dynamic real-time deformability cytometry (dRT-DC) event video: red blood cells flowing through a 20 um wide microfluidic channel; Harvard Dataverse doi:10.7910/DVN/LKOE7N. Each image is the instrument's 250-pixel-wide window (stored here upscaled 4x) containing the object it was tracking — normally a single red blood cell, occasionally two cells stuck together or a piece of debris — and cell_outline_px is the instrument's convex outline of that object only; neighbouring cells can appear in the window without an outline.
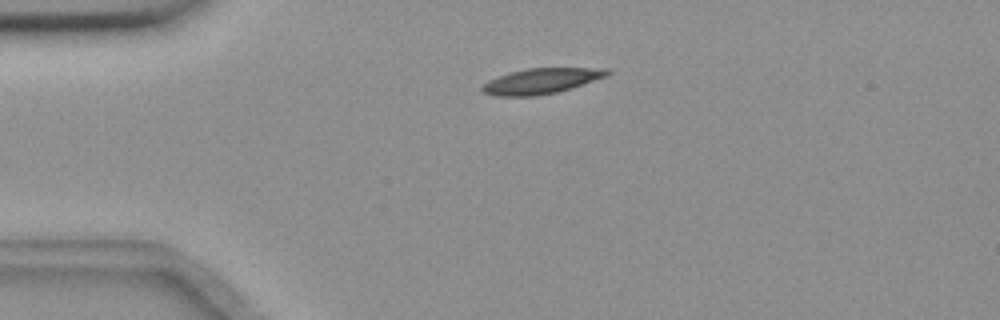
{"species": "common noctule bat (a hibernating species)", "species_latin": "Nyctalus noctula", "temperature_condition": "room temperature", "stored_images_in_passage": 2, "camera_frame_rate_fps": 3000, "um_per_image_px": 0.085, "animal": {"sex": "female", "body_mass_g": 18.4}, "frame": {"image": 1, "passage_image": 1, "time_ms": 0.0, "image_size_px": [1000, 320], "cell_outline_px": [[612, 72], [608, 76], [572, 88], [556, 92], [536, 96], [496, 96], [484, 92], [480, 88], [488, 80], [512, 72], [528, 68], [608, 68]], "centroid_in_image_um": [46.06, 6.88], "position_along_channel_um": 38.9, "area_um2": 18.5}}